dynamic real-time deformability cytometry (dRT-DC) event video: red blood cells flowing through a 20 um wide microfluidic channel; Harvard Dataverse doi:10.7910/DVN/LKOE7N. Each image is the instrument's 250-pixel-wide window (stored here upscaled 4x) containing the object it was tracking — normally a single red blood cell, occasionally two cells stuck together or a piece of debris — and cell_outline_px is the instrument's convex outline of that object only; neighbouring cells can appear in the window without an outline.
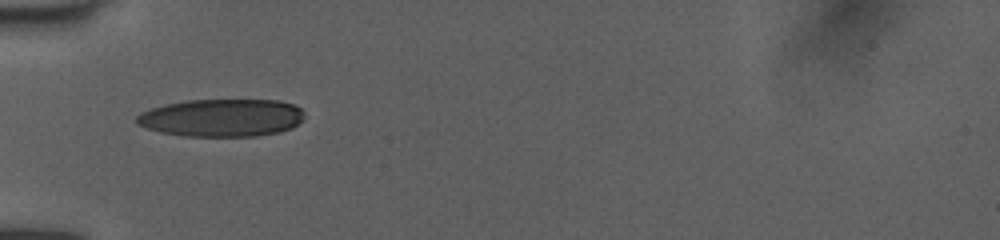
{"species": "human", "species_latin": "Homo sapiens", "temperature_condition": "room temperature", "stored_images_in_passage": 26, "camera_frame_rate_fps": 3000, "um_per_image_px": 0.085, "donor": {"sex": "female"}, "frame": {"image": 1, "passage_image": 1, "time_ms": 0.0, "image_size_px": [1000, 240], "cell_outline_px": [[304, 120], [292, 128], [280, 132], [256, 136], [184, 136], [160, 132], [144, 128], [136, 124], [136, 116], [140, 112], [164, 104], [188, 100], [280, 100], [292, 104], [300, 108], [304, 112]], "centroid_in_image_um": [18.84, 10.01], "position_along_channel_um": 66.2, "area_um2": 37.22}}
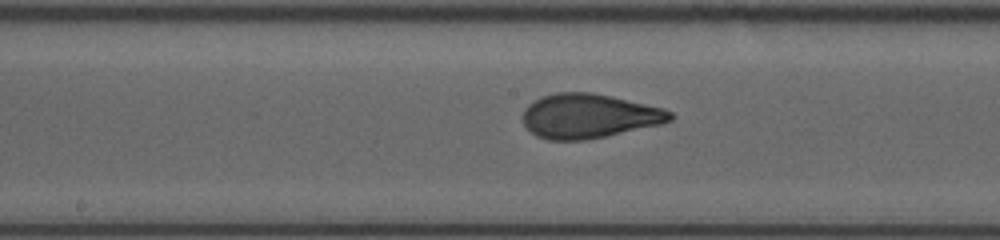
{"frame": {"image": 2, "passage_image": 11, "time_ms": 3.333, "image_size_px": [1000, 240], "cell_outline_px": [[676, 116], [672, 120], [660, 124], [604, 136], [584, 140], [548, 140], [536, 136], [524, 124], [524, 108], [528, 104], [544, 96], [556, 92], [592, 92], [612, 96], [664, 108], [672, 112]], "centroid_in_image_um": [50.08, 9.85], "position_along_channel_um": 198.1, "area_um2": 37.92}}
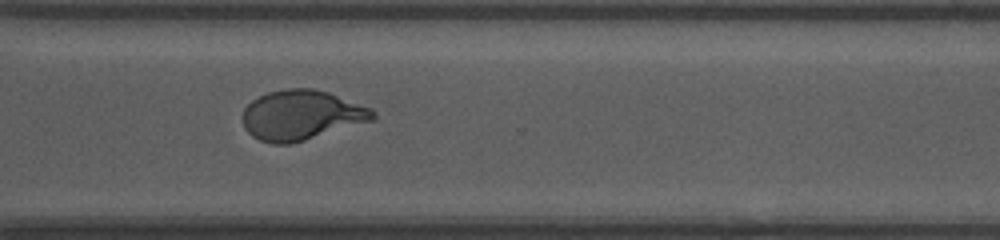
{"frame": {"image": 3, "passage_image": 22, "time_ms": 7.0, "image_size_px": [1000, 240], "cell_outline_px": [[376, 116], [372, 120], [292, 144], [272, 144], [260, 140], [252, 136], [244, 128], [244, 108], [252, 100], [268, 92], [288, 88], [312, 88], [328, 92], [372, 108], [376, 112]], "centroid_in_image_um": [25.62, 9.79], "position_along_channel_um": 345.0, "area_um2": 37.69}, "authors_computed_cell_mechanics": {"area_um2": 37.7145, "velocity_mm_per_s": 4.0265, "shape_relaxation_time_tau1_ms": 4.6786, "shape_relaxation_time_tau2_ms": 0.6859, "deformation_change_tau1": 0.2099, "deformation_change_tau2": 0.0603}}